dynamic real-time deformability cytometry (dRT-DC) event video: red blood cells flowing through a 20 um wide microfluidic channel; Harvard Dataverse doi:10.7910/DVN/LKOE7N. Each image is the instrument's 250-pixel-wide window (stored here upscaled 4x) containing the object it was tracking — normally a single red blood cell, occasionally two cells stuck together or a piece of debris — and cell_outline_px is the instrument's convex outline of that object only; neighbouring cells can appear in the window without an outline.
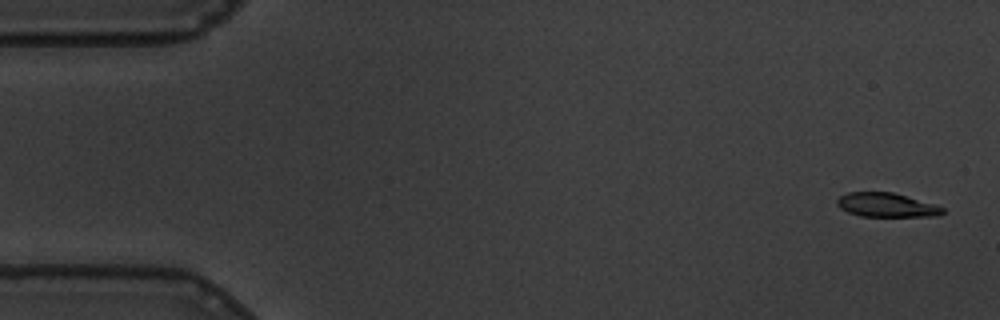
{"species": "common noctule bat (a hibernating species)", "species_latin": "Nyctalus noctula", "temperature_condition": "warm", "stored_images_in_passage": 58, "camera_frame_rate_fps": 3000, "um_per_image_px": 0.085, "animal": {"sex": "male", "body_mass_g": 19.5, "forearm_length_mm": 54.6}, "frame": {"image": 1, "passage_image": 2, "time_ms": 0.333, "image_size_px": [1000, 320], "cell_outline_px": [[944, 212], [940, 216], [860, 216], [848, 212], [840, 208], [836, 204], [836, 200], [840, 196], [848, 192], [892, 192], [932, 204], [944, 208]], "centroid_in_image_um": [75.31, 17.43], "position_along_channel_um": 9.7, "area_um2": 14.62}}
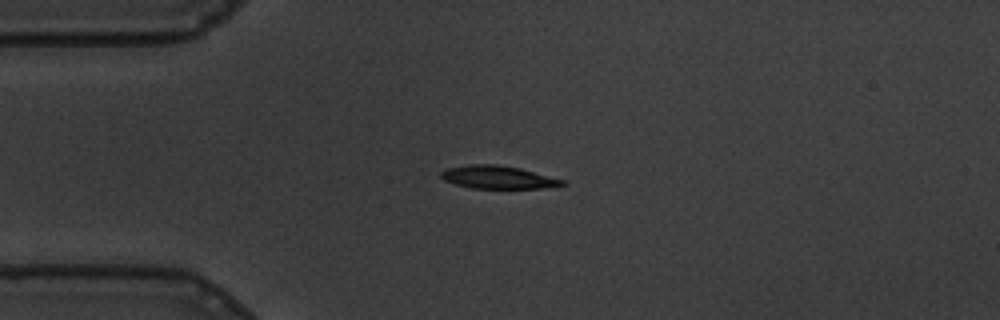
{"frame": {"image": 2, "passage_image": 14, "time_ms": 4.333, "image_size_px": [1000, 320], "cell_outline_px": [[568, 184], [540, 188], [472, 188], [456, 184], [444, 180], [440, 176], [440, 172], [448, 168], [468, 164], [496, 164], [520, 168], [564, 180]], "centroid_in_image_um": [42.31, 15.06], "position_along_channel_um": 42.7, "area_um2": 16.07}}
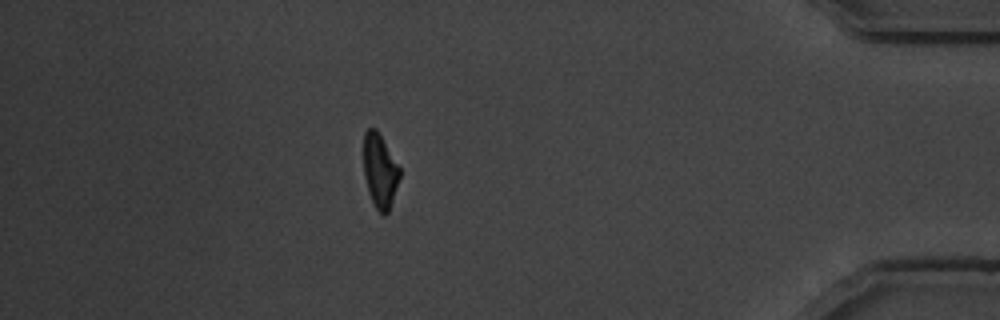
{"frame": {"image": 3, "passage_image": 51, "time_ms": 16.667, "image_size_px": [1000, 320], "cell_outline_px": [[400, 176], [388, 212], [384, 216], [376, 208], [368, 192], [364, 176], [364, 132], [368, 128], [376, 128], [400, 168]], "centroid_in_image_um": [32.28, 14.51], "position_along_channel_um": 402.9, "area_um2": 15.32}, "authors_computed_cell_mechanics": {"area_um2": 16.3285, "velocity_mm_per_s": 3.4439, "shape_relaxation_time_tau1_ms": 3.4791, "shape_relaxation_time_tau2_ms": 3.5007, "deformation_change_tau1": 0.1544, "deformation_change_tau2": 0.0993}}